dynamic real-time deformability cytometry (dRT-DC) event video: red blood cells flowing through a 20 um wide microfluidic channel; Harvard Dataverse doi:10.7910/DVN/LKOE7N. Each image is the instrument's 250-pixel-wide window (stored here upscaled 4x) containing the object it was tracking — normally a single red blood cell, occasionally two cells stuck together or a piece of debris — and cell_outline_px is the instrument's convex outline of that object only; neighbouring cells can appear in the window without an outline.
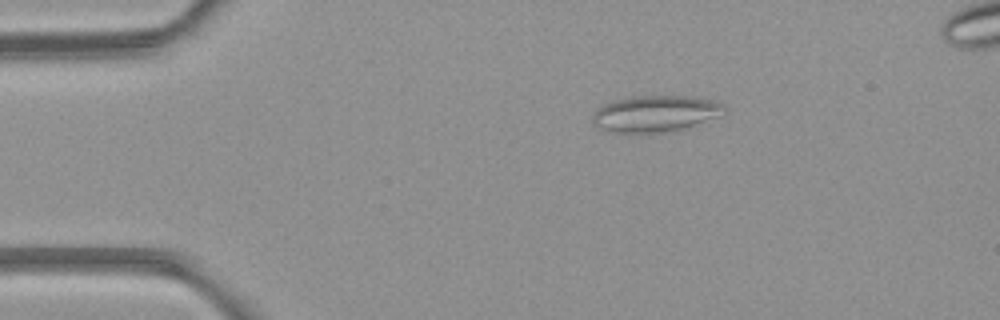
{"species": "common noctule bat (a hibernating species)", "species_latin": "Nyctalus noctula", "temperature_condition": "room temperature", "stored_images_in_passage": 6, "camera_frame_rate_fps": 3000, "um_per_image_px": 0.085, "animal": {"sex": "female", "body_mass_g": 21.9}, "frame": {"image": 1, "passage_image": 3, "time_ms": 2.333, "image_size_px": [1000, 320], "cell_outline_px": [[728, 112], [680, 128], [660, 132], [616, 132], [596, 128], [592, 124], [592, 116], [596, 108], [604, 104], [616, 100], [636, 96], [696, 96], [716, 100], [724, 104], [728, 108]], "centroid_in_image_um": [55.69, 9.63], "position_along_channel_um": 29.3, "area_um2": 27.69}}